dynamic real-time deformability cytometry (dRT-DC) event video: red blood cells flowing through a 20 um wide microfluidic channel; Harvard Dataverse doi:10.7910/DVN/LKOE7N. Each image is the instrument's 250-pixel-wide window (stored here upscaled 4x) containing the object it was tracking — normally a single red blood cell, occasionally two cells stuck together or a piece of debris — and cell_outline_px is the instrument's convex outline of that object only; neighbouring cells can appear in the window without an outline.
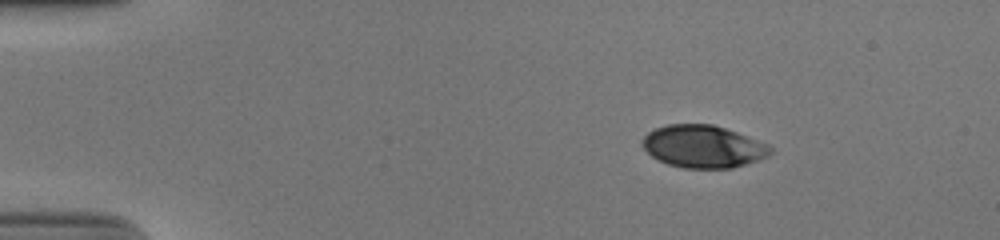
{"species": "human", "species_latin": "Homo sapiens", "temperature_condition": "cold", "stored_images_in_passage": 46, "camera_frame_rate_fps": 3000, "um_per_image_px": 0.085, "donor": {"sex": "male"}, "frame": {"image": 1, "passage_image": 1, "time_ms": 0.0, "image_size_px": [1000, 240], "cell_outline_px": [[772, 152], [768, 156], [760, 160], [732, 168], [684, 168], [668, 164], [652, 156], [640, 144], [640, 140], [648, 132], [656, 128], [668, 124], [712, 124], [736, 132], [768, 144], [772, 148]], "centroid_in_image_um": [59.76, 12.45], "position_along_channel_um": 25.2, "area_um2": 31.67}}
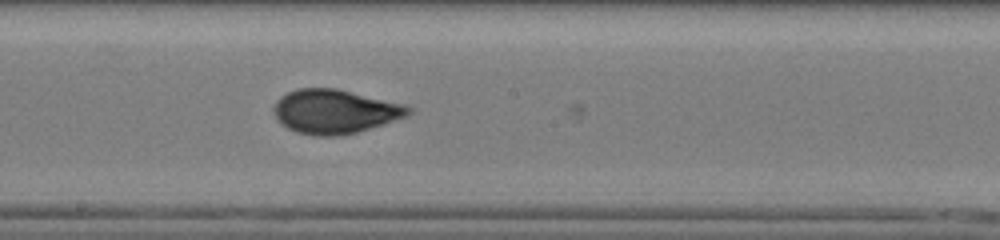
{"frame": {"image": 2, "passage_image": 23, "time_ms": 7.333, "image_size_px": [1000, 240], "cell_outline_px": [[412, 112], [408, 116], [384, 124], [356, 132], [336, 136], [316, 136], [296, 132], [288, 128], [276, 116], [272, 108], [276, 100], [280, 96], [296, 88], [336, 88], [404, 104], [412, 108]], "centroid_in_image_um": [28.47, 9.47], "position_along_channel_um": 219.7, "area_um2": 34.51}}
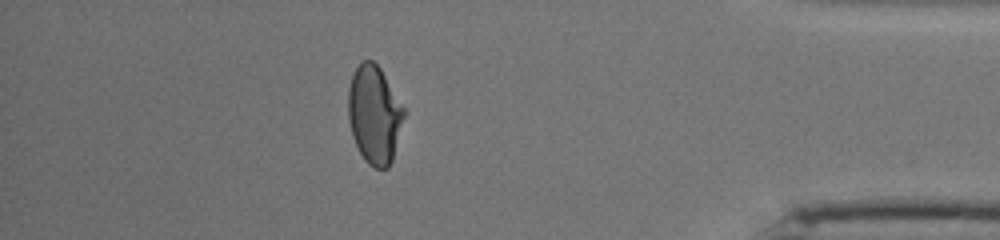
{"frame": {"image": 3, "passage_image": 40, "time_ms": 13.0, "image_size_px": [1000, 240], "cell_outline_px": [[404, 116], [392, 160], [388, 168], [376, 168], [368, 164], [364, 160], [352, 136], [348, 120], [348, 88], [352, 76], [356, 68], [364, 60], [372, 60], [380, 68], [404, 108]], "centroid_in_image_um": [31.8, 9.75], "position_along_channel_um": 403.4, "area_um2": 31.5}, "authors_computed_cell_mechanics": {"area_um2": 33.0327, "velocity_mm_per_s": 3.875, "shape_relaxation_time_tau1_ms": 5.9388, "shape_relaxation_time_tau2_ms": 0.9329, "deformation_change_tau1": 0.1858, "deformation_change_tau2": 0.0554}}